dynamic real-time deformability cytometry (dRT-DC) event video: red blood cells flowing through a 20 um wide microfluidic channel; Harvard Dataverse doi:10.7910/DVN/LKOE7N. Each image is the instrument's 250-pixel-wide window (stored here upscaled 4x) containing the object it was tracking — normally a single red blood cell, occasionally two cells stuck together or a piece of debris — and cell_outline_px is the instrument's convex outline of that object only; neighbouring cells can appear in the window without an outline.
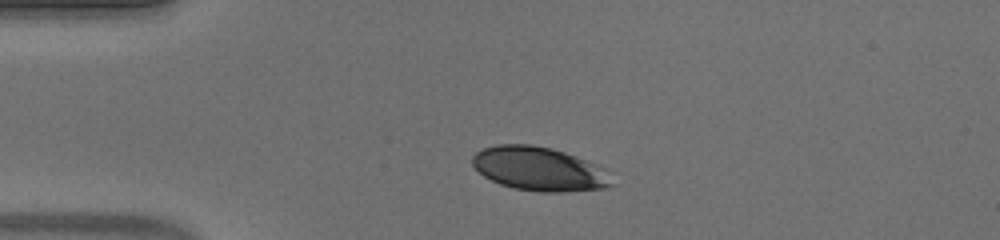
{"species": "human", "species_latin": "Homo sapiens", "temperature_condition": "warm", "stored_images_in_passage": 41, "camera_frame_rate_fps": 3000, "um_per_image_px": 0.085, "donor": {"sex": "male"}, "frame": {"image": 1, "passage_image": 1, "time_ms": 0.0, "image_size_px": [1000, 240], "cell_outline_px": [[616, 184], [608, 188], [564, 192], [540, 192], [512, 188], [500, 184], [484, 176], [472, 164], [472, 156], [476, 152], [484, 148], [496, 144], [532, 144], [552, 148], [564, 152], [596, 164], [604, 168]], "centroid_in_image_um": [45.86, 14.36], "position_along_channel_um": 39.1, "area_um2": 35.84}}
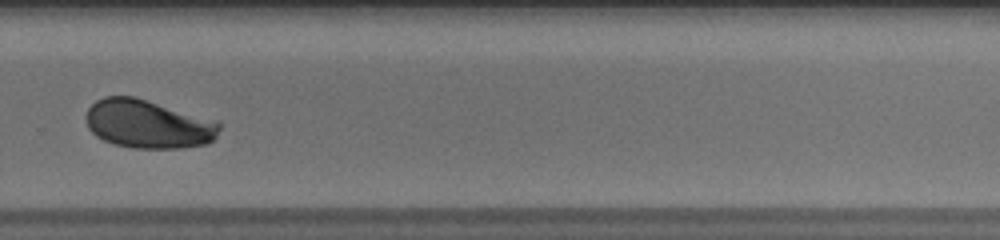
{"frame": {"image": 2, "passage_image": 25, "time_ms": 8.0, "image_size_px": [1000, 240], "cell_outline_px": [[220, 128], [216, 136], [208, 144], [180, 148], [132, 148], [116, 144], [104, 140], [96, 136], [88, 128], [84, 116], [88, 108], [96, 100], [104, 96], [132, 96], [220, 120]], "centroid_in_image_um": [12.6, 10.54], "position_along_channel_um": 317.2, "area_um2": 38.09}}
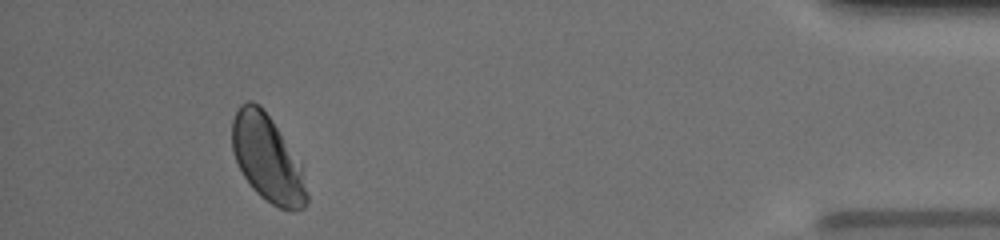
{"frame": {"image": 3, "passage_image": 37, "time_ms": 12.0, "image_size_px": [1000, 240], "cell_outline_px": [[308, 204], [304, 208], [292, 212], [280, 208], [272, 204], [260, 196], [252, 188], [244, 176], [236, 160], [232, 148], [232, 120], [240, 104], [248, 100], [252, 100], [272, 120], [300, 164], [308, 196]], "centroid_in_image_um": [22.72, 13.51], "position_along_channel_um": 412.5, "area_um2": 37.11}, "authors_computed_cell_mechanics": {"area_um2": 38.0902, "velocity_mm_per_s": 3.9027, "shape_relaxation_time_tau1_ms": 3.8297, "shape_relaxation_time_tau2_ms": null, "deformation_change_tau1": 0.1282, "deformation_change_tau2": null}}